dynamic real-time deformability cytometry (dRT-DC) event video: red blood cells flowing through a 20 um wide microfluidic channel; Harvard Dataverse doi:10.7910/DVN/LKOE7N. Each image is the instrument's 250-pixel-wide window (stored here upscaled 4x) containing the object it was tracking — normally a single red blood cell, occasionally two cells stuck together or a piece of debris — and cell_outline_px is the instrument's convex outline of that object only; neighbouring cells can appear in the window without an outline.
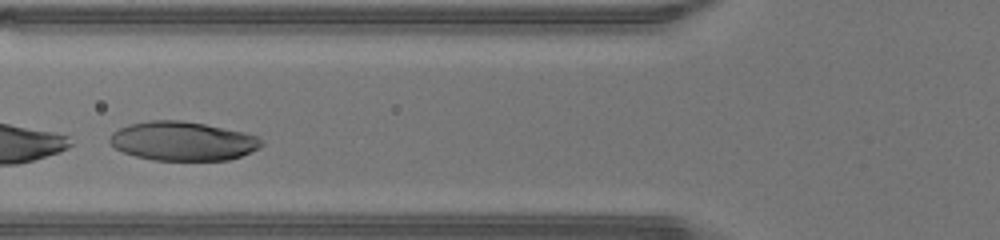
{"species": "human", "species_latin": "Homo sapiens", "temperature_condition": "warm", "stored_images_in_passage": 28, "segment_of_instrument_passage": [2, 2], "camera_frame_rate_fps": 3000, "um_per_image_px": 0.085, "donor": {"sex": "male"}, "frame": {"image": 1, "passage_image": 9, "time_ms": 2.667, "image_size_px": [1000, 240], "cell_outline_px": [[264, 144], [260, 148], [252, 152], [228, 160], [152, 160], [136, 156], [124, 152], [116, 148], [108, 140], [112, 132], [128, 124], [148, 120], [180, 120], [204, 124], [244, 132], [260, 136]], "centroid_in_image_um": [15.56, 11.99], "position_along_channel_um": 110.2, "area_um2": 34.62}}
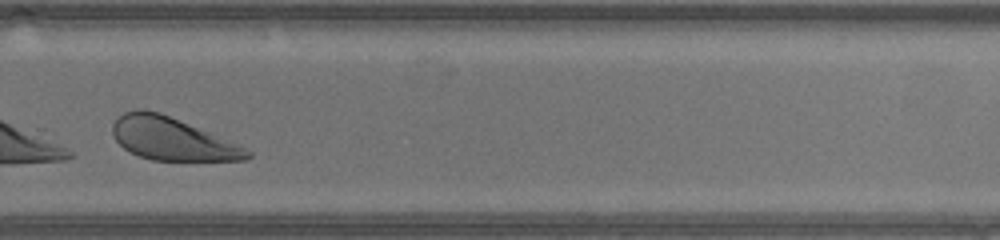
{"frame": {"image": 2, "passage_image": 23, "time_ms": 7.333, "image_size_px": [1000, 240], "cell_outline_px": [[252, 156], [244, 160], [152, 160], [140, 156], [124, 148], [116, 140], [112, 132], [112, 124], [124, 112], [136, 108], [144, 108], [160, 112], [208, 132], [244, 148], [252, 152]], "centroid_in_image_um": [14.56, 11.79], "position_along_channel_um": 315.2, "area_um2": 32.89}}
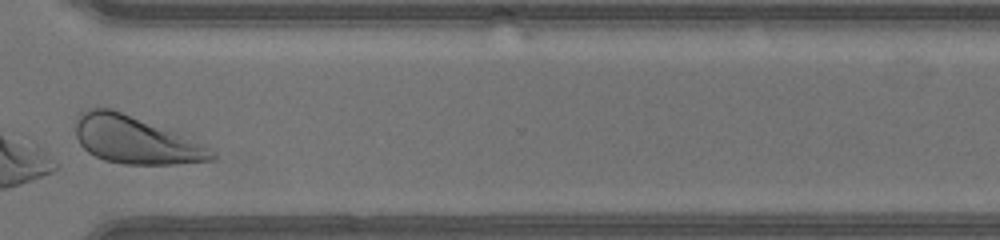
{"frame": {"image": 3, "passage_image": 26, "time_ms": 8.333, "image_size_px": [1000, 240], "cell_outline_px": [[216, 160], [176, 164], [120, 164], [104, 160], [88, 152], [80, 144], [76, 136], [76, 116], [80, 112], [88, 108], [112, 108], [204, 144], [216, 152]], "centroid_in_image_um": [11.5, 11.91], "position_along_channel_um": 359.1, "area_um2": 37.57}}